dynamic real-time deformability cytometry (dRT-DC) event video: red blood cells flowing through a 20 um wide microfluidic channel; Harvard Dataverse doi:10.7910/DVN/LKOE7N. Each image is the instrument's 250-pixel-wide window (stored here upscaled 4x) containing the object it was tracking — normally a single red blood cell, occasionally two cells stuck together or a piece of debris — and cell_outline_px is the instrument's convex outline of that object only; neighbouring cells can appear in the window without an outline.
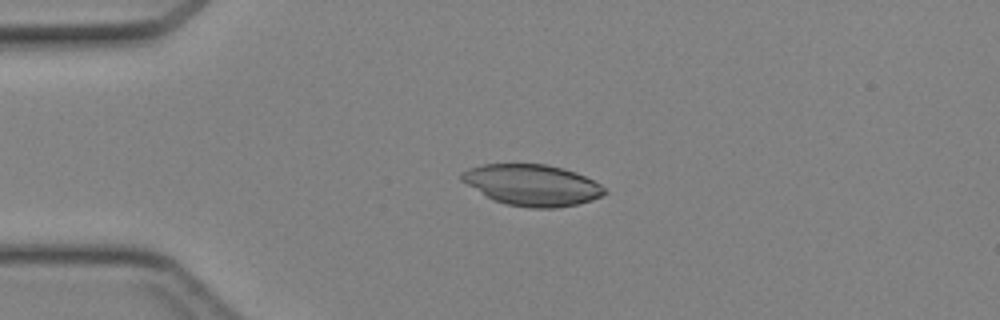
{"species": "Egyptian fruit bat (a non-hibernating species)", "species_latin": "Rousettus aegyptiacus", "temperature_condition": "cold", "stored_images_in_passage": 42, "camera_frame_rate_fps": 3000, "um_per_image_px": 0.085, "animal": {"sex": "female"}, "frame": {"image": 1, "passage_image": 8, "time_ms": 2.333, "image_size_px": [1000, 320], "cell_outline_px": [[608, 192], [592, 200], [576, 204], [556, 208], [532, 208], [508, 204], [496, 200], [488, 196], [460, 180], [460, 172], [468, 168], [484, 164], [544, 164], [564, 168], [576, 172], [600, 184]], "centroid_in_image_um": [45.24, 15.72], "position_along_channel_um": 39.8, "area_um2": 33.99}}
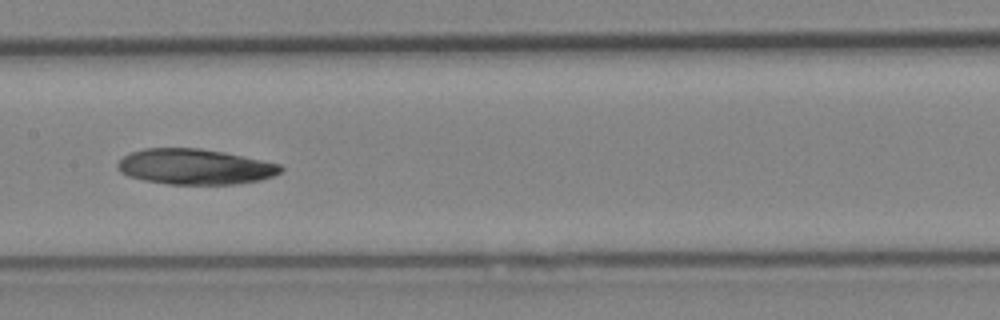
{"frame": {"image": 2, "passage_image": 20, "time_ms": 6.333, "image_size_px": [1000, 320], "cell_outline_px": [[284, 168], [280, 172], [272, 176], [260, 180], [236, 184], [168, 184], [144, 180], [128, 176], [120, 172], [116, 168], [116, 164], [128, 152], [144, 148], [200, 148], [224, 152], [280, 164]], "centroid_in_image_um": [16.53, 14.16], "position_along_channel_um": 190.9, "area_um2": 33.81}}
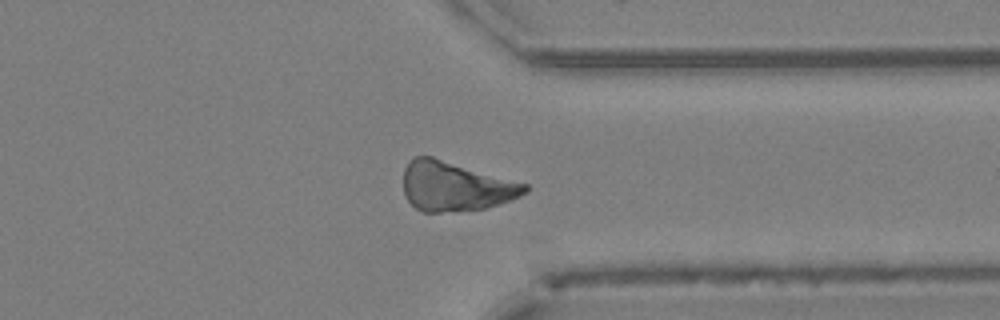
{"frame": {"image": 3, "passage_image": 32, "time_ms": 10.333, "image_size_px": [1000, 320], "cell_outline_px": [[528, 192], [520, 196], [484, 208], [440, 212], [424, 212], [416, 208], [408, 200], [404, 192], [404, 168], [408, 160], [416, 156], [432, 156], [528, 184]], "centroid_in_image_um": [38.69, 15.82], "position_along_channel_um": 372.7, "area_um2": 34.8}}